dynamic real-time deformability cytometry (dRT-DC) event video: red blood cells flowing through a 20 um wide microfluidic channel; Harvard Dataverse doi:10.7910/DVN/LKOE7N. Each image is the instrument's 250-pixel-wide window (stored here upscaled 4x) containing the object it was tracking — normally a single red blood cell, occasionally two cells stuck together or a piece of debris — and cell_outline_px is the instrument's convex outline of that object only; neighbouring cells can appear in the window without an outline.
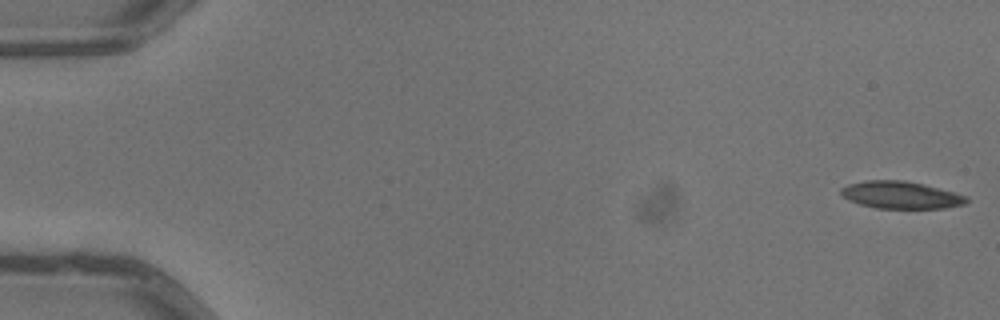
{"species": "common noctule bat (a hibernating species)", "species_latin": "Nyctalus noctula", "temperature_condition": "warm", "stored_images_in_passage": 5, "camera_frame_rate_fps": 3000, "um_per_image_px": 0.085, "animal": {"sex": "male", "body_mass_g": 13.3}, "frame": {"image": 1, "passage_image": 1, "time_ms": 0.0, "image_size_px": [1000, 320], "cell_outline_px": [[968, 200], [964, 204], [944, 208], [876, 208], [860, 204], [848, 200], [840, 192], [840, 188], [848, 184], [864, 180], [904, 180], [924, 184], [968, 196]], "centroid_in_image_um": [76.55, 16.56], "position_along_channel_um": 8.4, "area_um2": 19.94}}